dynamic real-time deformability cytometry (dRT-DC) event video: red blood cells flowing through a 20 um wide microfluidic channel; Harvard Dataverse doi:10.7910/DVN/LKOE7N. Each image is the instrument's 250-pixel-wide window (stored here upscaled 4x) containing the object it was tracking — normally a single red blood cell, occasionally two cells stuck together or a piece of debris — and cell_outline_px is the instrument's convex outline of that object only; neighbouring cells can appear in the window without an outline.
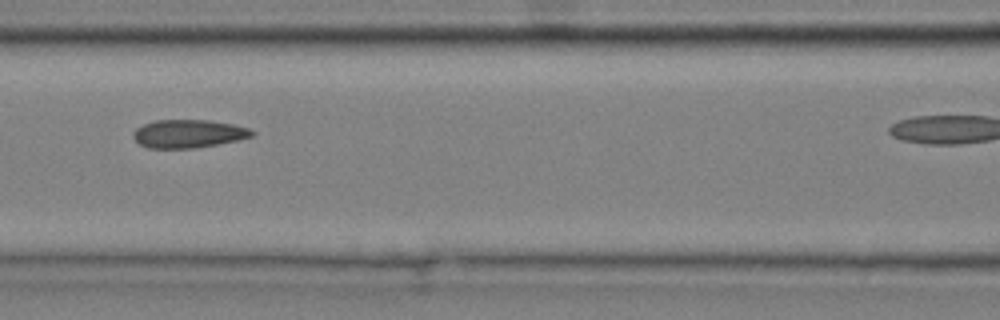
{"species": "common noctule bat (a hibernating species)", "species_latin": "Nyctalus noctula", "temperature_condition": "cold", "stored_images_in_passage": 8, "camera_frame_rate_fps": 3000, "um_per_image_px": 0.085, "animal": {"sex": "male", "body_mass_g": 20.4}, "frame": {"image": 1, "passage_image": 6, "time_ms": 1.667, "image_size_px": [1000, 320], "cell_outline_px": [[256, 136], [216, 144], [192, 148], [148, 148], [140, 144], [132, 136], [132, 132], [136, 128], [144, 124], [156, 120], [208, 120], [232, 124], [248, 128], [256, 132]], "centroid_in_image_um": [16.01, 11.36], "position_along_channel_um": 150.6, "area_um2": 19.42}}
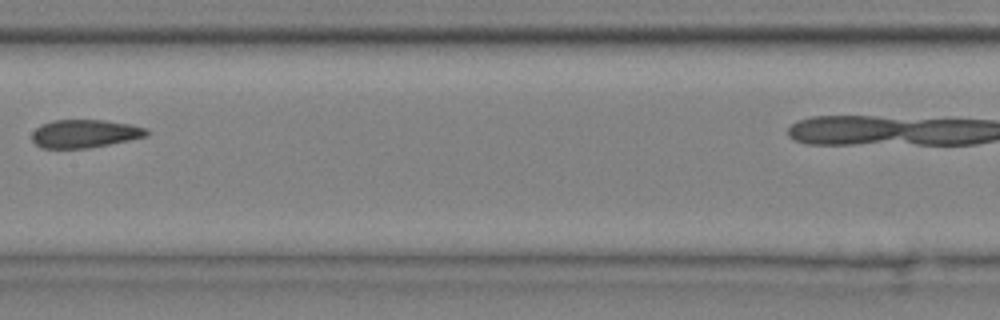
{"frame": {"image": 2, "passage_image": 7, "time_ms": 2.0, "image_size_px": [1000, 320], "cell_outline_px": [[148, 136], [88, 148], [40, 148], [32, 140], [32, 132], [40, 124], [52, 120], [104, 120], [132, 124], [144, 128], [148, 132]], "centroid_in_image_um": [7.16, 11.35], "position_along_channel_um": 200.2, "area_um2": 18.79}}